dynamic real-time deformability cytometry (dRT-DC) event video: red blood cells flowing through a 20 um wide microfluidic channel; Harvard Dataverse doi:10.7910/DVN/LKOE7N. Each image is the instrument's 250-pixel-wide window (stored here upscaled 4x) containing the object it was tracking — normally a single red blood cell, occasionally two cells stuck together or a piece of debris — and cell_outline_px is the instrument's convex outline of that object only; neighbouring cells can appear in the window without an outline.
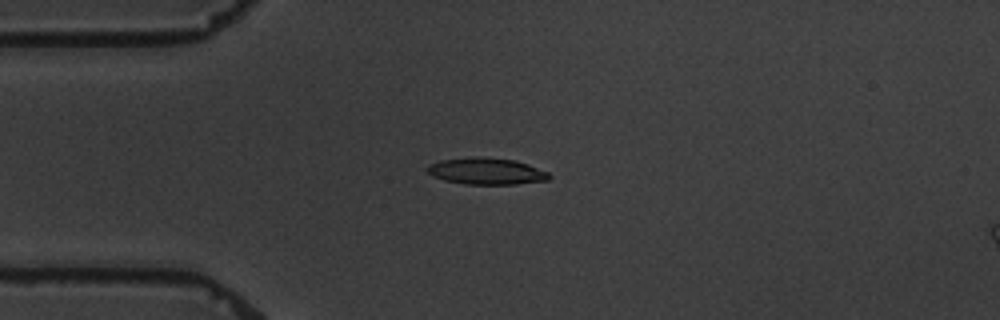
{"species": "common noctule bat (a hibernating species)", "species_latin": "Nyctalus noctula", "temperature_condition": "warm", "stored_images_in_passage": 5, "camera_frame_rate_fps": 3000, "um_per_image_px": 0.085, "animal": {"sex": "male", "body_mass_g": 19.5, "forearm_length_mm": 54.6}, "frame": {"image": 1, "passage_image": 4, "time_ms": 3.667, "image_size_px": [1000, 320], "cell_outline_px": [[552, 176], [548, 180], [516, 184], [464, 184], [444, 180], [432, 176], [424, 168], [428, 164], [440, 160], [472, 156], [476, 156], [516, 160], [528, 164], [548, 172]], "centroid_in_image_um": [41.31, 14.54], "position_along_channel_um": 43.7, "area_um2": 19.13}}